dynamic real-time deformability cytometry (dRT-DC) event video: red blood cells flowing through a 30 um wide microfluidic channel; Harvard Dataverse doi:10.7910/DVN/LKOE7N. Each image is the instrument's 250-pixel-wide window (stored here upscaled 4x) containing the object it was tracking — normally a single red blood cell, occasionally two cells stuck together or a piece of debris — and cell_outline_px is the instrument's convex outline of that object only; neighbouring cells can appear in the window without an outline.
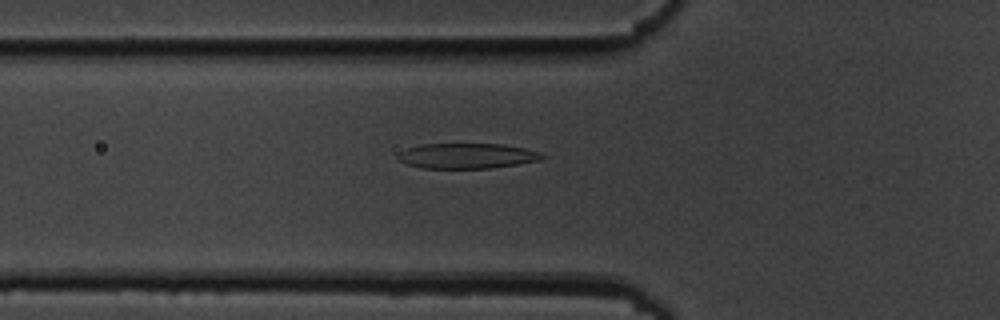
{"species": "common noctule bat (a hibernating species)", "species_latin": "Nyctalus noctula", "temperature_condition": "cold", "stored_images_in_passage": 44, "camera_frame_rate_fps": 3000, "um_per_image_px": 0.085, "animal": {"sex": "male", "body_mass_g": 19.5, "forearm_length_mm": 54.6}, "frame": {"image": 1, "passage_image": 9, "time_ms": 2.667, "image_size_px": [1000, 320], "cell_outline_px": [[548, 156], [540, 160], [516, 164], [488, 168], [424, 168], [408, 164], [400, 160], [396, 156], [400, 152], [408, 148], [420, 144], [500, 144], [524, 148], [540, 152]], "centroid_in_image_um": [39.71, 13.24], "position_along_channel_um": 86.1, "area_um2": 21.04}}
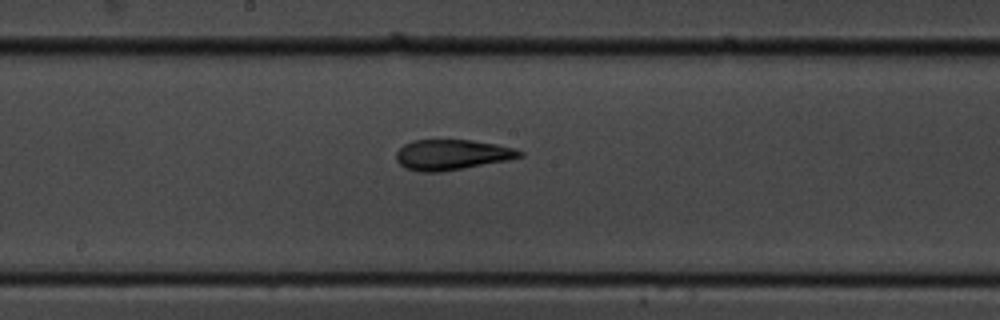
{"frame": {"image": 2, "passage_image": 19, "time_ms": 6.0, "image_size_px": [1000, 320], "cell_outline_px": [[524, 156], [508, 160], [464, 168], [440, 172], [420, 172], [404, 168], [396, 160], [396, 152], [404, 144], [412, 140], [472, 140], [496, 144], [512, 148], [524, 152]], "centroid_in_image_um": [38.39, 13.15], "position_along_channel_um": 209.8, "area_um2": 21.91}}
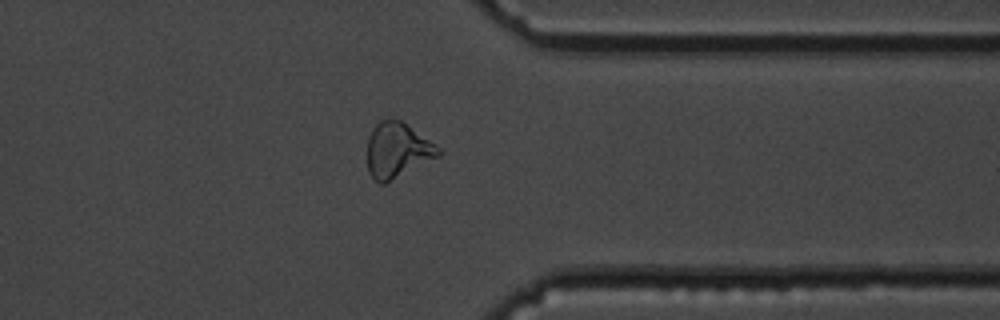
{"frame": {"image": 3, "passage_image": 33, "time_ms": 10.667, "image_size_px": [1000, 320], "cell_outline_px": [[444, 152], [440, 156], [384, 184], [380, 184], [368, 172], [368, 136], [372, 128], [380, 120], [400, 120], [440, 148]], "centroid_in_image_um": [33.77, 12.79], "position_along_channel_um": 377.6, "area_um2": 22.6}, "authors_computed_cell_mechanics": {"area_um2": 22.0218, "velocity_mm_per_s": 3.6954, "shape_relaxation_time_tau1_ms": 6.508, "shape_relaxation_time_tau2_ms": 2.1276, "deformation_change_tau1": 0.2053, "deformation_change_tau2": 0.1068}}